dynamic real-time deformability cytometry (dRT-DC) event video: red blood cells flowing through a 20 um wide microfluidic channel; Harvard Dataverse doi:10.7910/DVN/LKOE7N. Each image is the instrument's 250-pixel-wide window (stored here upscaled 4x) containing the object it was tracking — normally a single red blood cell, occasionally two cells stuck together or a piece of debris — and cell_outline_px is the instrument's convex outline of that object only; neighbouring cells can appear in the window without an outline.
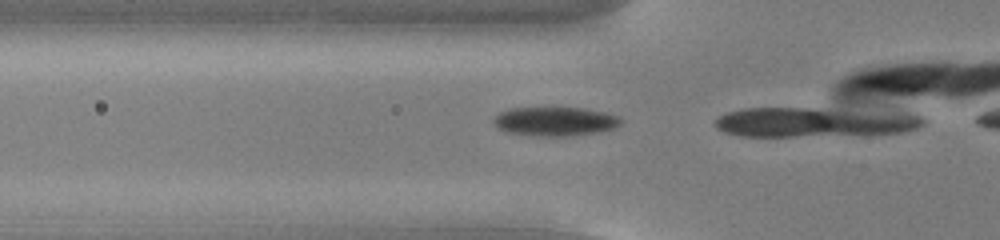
{"species": "common noctule bat (a hibernating species)", "species_latin": "Nyctalus noctula", "temperature_condition": "cold", "stored_images_in_passage": 4, "camera_frame_rate_fps": 3000, "um_per_image_px": 0.085, "animal": {"sex": "male", "body_mass_g": 13.0, "forearm_length_mm": 53.1}, "frame": {"image": 1, "passage_image": 2, "time_ms": 0.333, "image_size_px": [1000, 240], "cell_outline_px": [[624, 120], [616, 128], [600, 132], [572, 136], [536, 136], [508, 132], [496, 128], [492, 120], [500, 112], [512, 108], [584, 108], [604, 112], [620, 116]], "centroid_in_image_um": [47.22, 10.33], "position_along_channel_um": 78.6, "area_um2": 21.73}}